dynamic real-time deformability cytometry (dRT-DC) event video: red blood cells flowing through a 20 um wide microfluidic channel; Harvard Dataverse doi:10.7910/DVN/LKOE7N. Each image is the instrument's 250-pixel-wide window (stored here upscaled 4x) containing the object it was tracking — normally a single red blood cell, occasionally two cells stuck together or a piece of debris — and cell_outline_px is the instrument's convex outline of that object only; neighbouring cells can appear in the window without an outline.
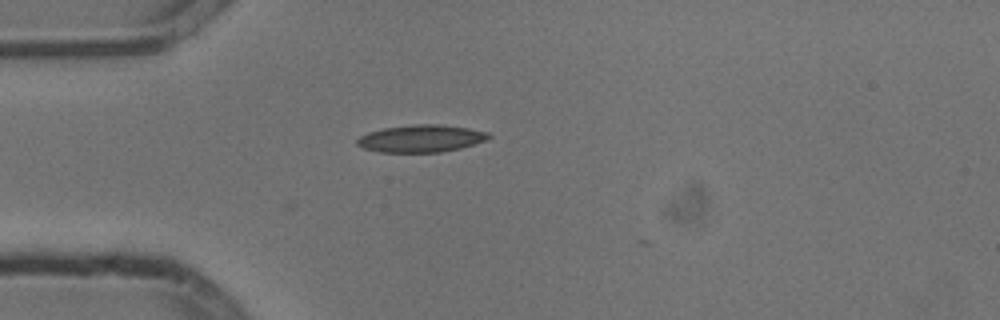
{"species": "common noctule bat (a hibernating species)", "species_latin": "Nyctalus noctula", "temperature_condition": "cold", "stored_images_in_passage": 27, "camera_frame_rate_fps": 3000, "um_per_image_px": 0.085, "animal": {"sex": "male", "body_mass_g": 13.3}, "frame": {"image": 1, "passage_image": 1, "time_ms": 0.0, "image_size_px": [1000, 320], "cell_outline_px": [[492, 136], [488, 140], [460, 148], [440, 152], [380, 152], [364, 148], [356, 144], [356, 140], [360, 136], [368, 132], [384, 128], [416, 124], [440, 124], [468, 128], [488, 132]], "centroid_in_image_um": [35.81, 11.77], "position_along_channel_um": 49.2, "area_um2": 20.92}}
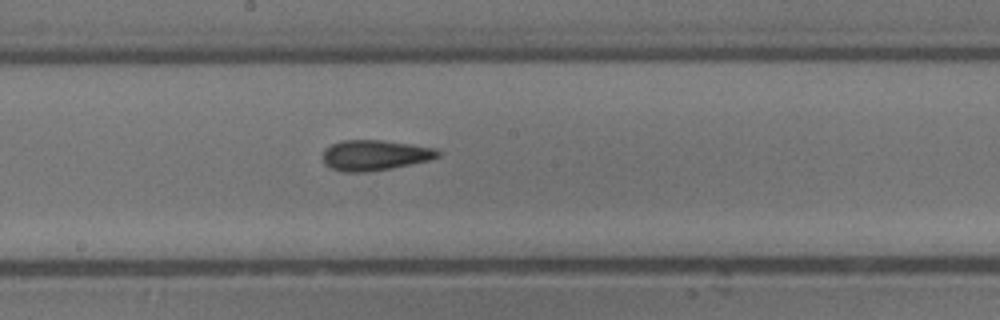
{"frame": {"image": 2, "passage_image": 15, "time_ms": 4.667, "image_size_px": [1000, 320], "cell_outline_px": [[440, 156], [428, 160], [392, 168], [368, 172], [344, 172], [332, 168], [324, 164], [324, 148], [340, 140], [380, 140], [412, 144], [436, 148], [440, 152]], "centroid_in_image_um": [31.85, 13.19], "position_along_channel_um": 216.3, "area_um2": 20.4}}
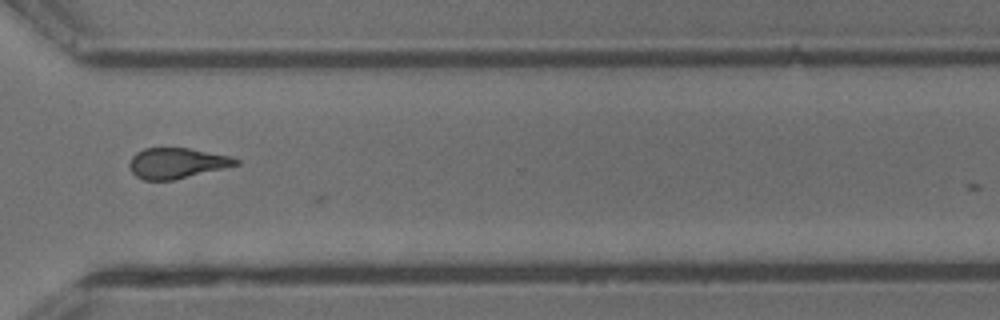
{"frame": {"image": 3, "passage_image": 26, "time_ms": 8.333, "image_size_px": [1000, 320], "cell_outline_px": [[240, 164], [224, 168], [172, 180], [144, 180], [136, 176], [132, 172], [128, 164], [132, 156], [136, 152], [144, 148], [188, 148], [232, 156], [240, 160]], "centroid_in_image_um": [15.03, 13.86], "position_along_channel_um": 355.6, "area_um2": 18.9}}